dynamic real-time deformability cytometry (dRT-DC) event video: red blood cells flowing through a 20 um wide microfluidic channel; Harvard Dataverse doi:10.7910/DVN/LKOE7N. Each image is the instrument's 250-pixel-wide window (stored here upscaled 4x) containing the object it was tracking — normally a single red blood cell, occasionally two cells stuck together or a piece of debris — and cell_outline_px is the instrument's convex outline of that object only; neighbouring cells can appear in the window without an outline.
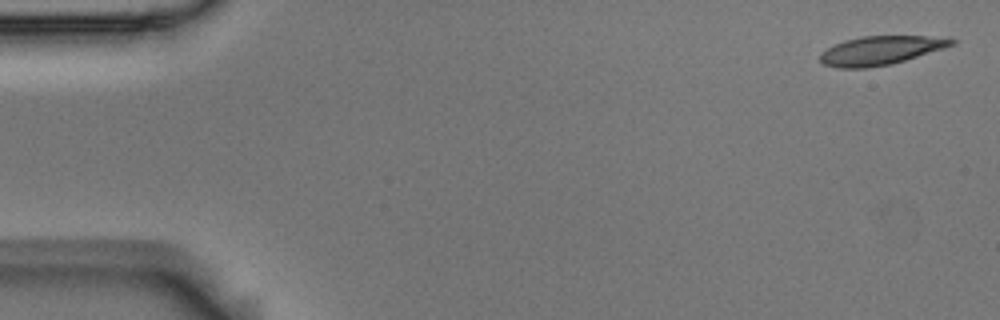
{"species": "Egyptian fruit bat (a non-hibernating species)", "species_latin": "Rousettus aegyptiacus", "temperature_condition": "room temperature", "stored_images_in_passage": 5, "camera_frame_rate_fps": 3000, "um_per_image_px": 0.085, "animal": {"sex": "male"}, "frame": {"image": 1, "passage_image": 1, "time_ms": 0.0, "image_size_px": [1000, 320], "cell_outline_px": [[956, 44], [944, 48], [892, 64], [868, 68], [836, 68], [824, 64], [820, 60], [820, 52], [844, 40], [864, 36], [948, 36], [956, 40]], "centroid_in_image_um": [74.9, 4.28], "position_along_channel_um": 10.1, "area_um2": 22.2}}
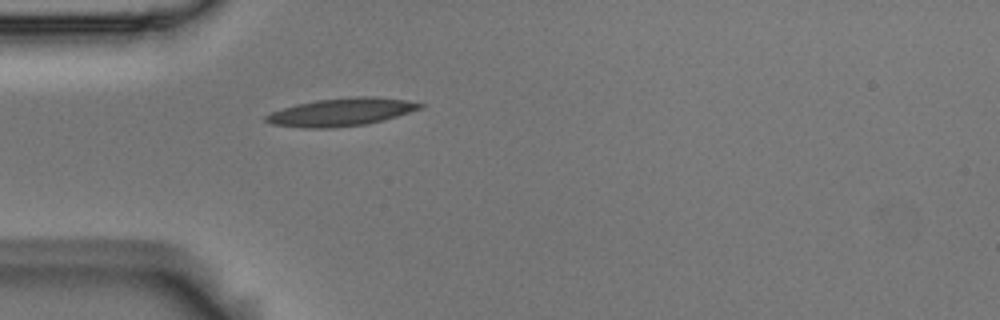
{"frame": {"image": 2, "passage_image": 5, "time_ms": 1.333, "image_size_px": [1000, 320], "cell_outline_px": [[424, 108], [396, 116], [364, 124], [328, 128], [304, 128], [272, 124], [264, 120], [264, 116], [272, 112], [296, 104], [316, 100], [352, 96], [376, 96], [404, 100], [424, 104]], "centroid_in_image_um": [29.0, 9.51], "position_along_channel_um": 56.0, "area_um2": 24.8}}